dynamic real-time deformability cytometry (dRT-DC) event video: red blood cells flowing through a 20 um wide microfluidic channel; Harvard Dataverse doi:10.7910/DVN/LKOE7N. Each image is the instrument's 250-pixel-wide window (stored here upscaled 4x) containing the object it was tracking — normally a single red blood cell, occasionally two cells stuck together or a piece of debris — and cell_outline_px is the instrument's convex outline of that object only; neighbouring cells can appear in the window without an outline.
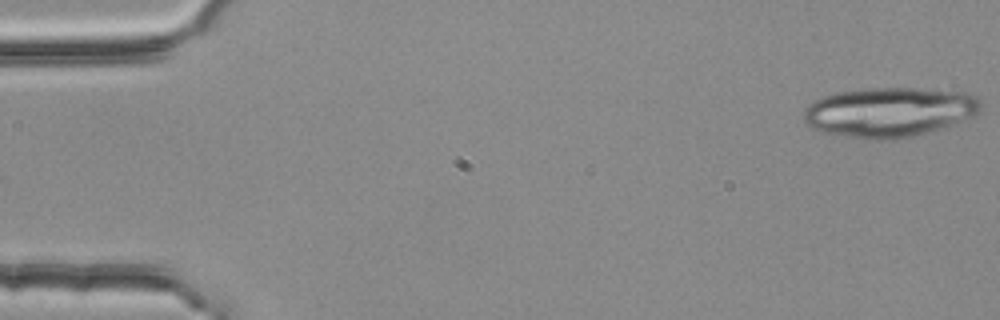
{"species": "common noctule bat (a hibernating species)", "species_latin": "Nyctalus noctula", "temperature_condition": "room temperature", "stored_images_in_passage": 4, "camera_frame_rate_fps": 3000, "um_per_image_px": 0.085, "animal": {"sex": "female", "body_mass_g": 25.1}, "frame": {"image": 1, "passage_image": 4, "time_ms": 1.0, "image_size_px": [1000, 320], "cell_outline_px": [[980, 112], [972, 116], [940, 128], [928, 132], [908, 136], [884, 140], [872, 140], [820, 132], [804, 124], [804, 108], [808, 104], [824, 96], [836, 92], [860, 88], [936, 88], [968, 92], [976, 96], [980, 100]], "centroid_in_image_um": [75.57, 9.5], "position_along_channel_um": 9.4, "area_um2": 51.62}}